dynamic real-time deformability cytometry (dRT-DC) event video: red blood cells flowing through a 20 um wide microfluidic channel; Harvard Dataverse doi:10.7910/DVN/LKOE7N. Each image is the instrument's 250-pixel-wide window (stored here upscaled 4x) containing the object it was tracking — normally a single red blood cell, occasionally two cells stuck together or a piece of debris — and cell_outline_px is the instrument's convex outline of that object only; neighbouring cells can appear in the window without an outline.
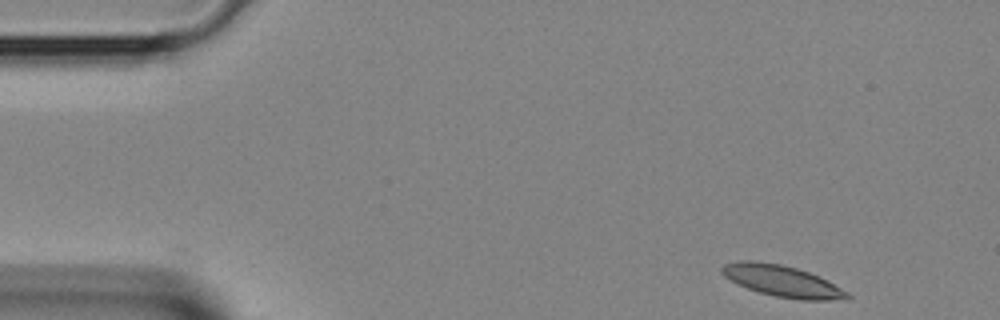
{"species": "Egyptian fruit bat (a non-hibernating species)", "species_latin": "Rousettus aegyptiacus", "temperature_condition": "room temperature", "stored_images_in_passage": 3, "camera_frame_rate_fps": 3000, "um_per_image_px": 0.085, "animal": {"sex": "female"}, "frame": {"image": 1, "passage_image": 1, "time_ms": 0.0, "image_size_px": [1000, 320], "cell_outline_px": [[852, 296], [828, 300], [804, 300], [776, 296], [760, 292], [736, 284], [724, 276], [720, 272], [720, 268], [724, 264], [740, 260], [752, 260], [780, 264], [796, 268], [808, 272], [848, 292]], "centroid_in_image_um": [66.38, 23.87], "position_along_channel_um": 18.6, "area_um2": 22.43}}